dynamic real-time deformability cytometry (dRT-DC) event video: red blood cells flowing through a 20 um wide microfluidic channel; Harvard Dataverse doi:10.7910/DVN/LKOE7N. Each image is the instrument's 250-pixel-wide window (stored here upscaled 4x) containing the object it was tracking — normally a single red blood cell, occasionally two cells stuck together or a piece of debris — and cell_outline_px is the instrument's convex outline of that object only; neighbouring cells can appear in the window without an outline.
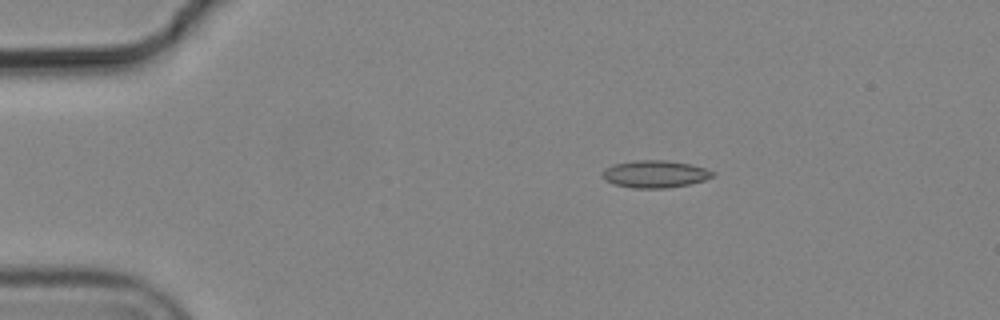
{"species": "common noctule bat (a hibernating species)", "species_latin": "Nyctalus noctula", "temperature_condition": "cold", "stored_images_in_passage": 3, "camera_frame_rate_fps": 3000, "um_per_image_px": 0.085, "animal": {"sex": "male", "body_mass_g": 19.2, "forearm_length_mm": 51.8}, "frame": {"image": 1, "passage_image": 1, "time_ms": 0.0, "image_size_px": [1000, 320], "cell_outline_px": [[716, 172], [712, 176], [704, 180], [688, 184], [668, 188], [632, 188], [616, 184], [608, 180], [604, 176], [604, 168], [612, 164], [636, 160], [664, 160], [688, 164], [704, 168]], "centroid_in_image_um": [55.68, 14.79], "position_along_channel_um": 29.3, "area_um2": 17.22}}